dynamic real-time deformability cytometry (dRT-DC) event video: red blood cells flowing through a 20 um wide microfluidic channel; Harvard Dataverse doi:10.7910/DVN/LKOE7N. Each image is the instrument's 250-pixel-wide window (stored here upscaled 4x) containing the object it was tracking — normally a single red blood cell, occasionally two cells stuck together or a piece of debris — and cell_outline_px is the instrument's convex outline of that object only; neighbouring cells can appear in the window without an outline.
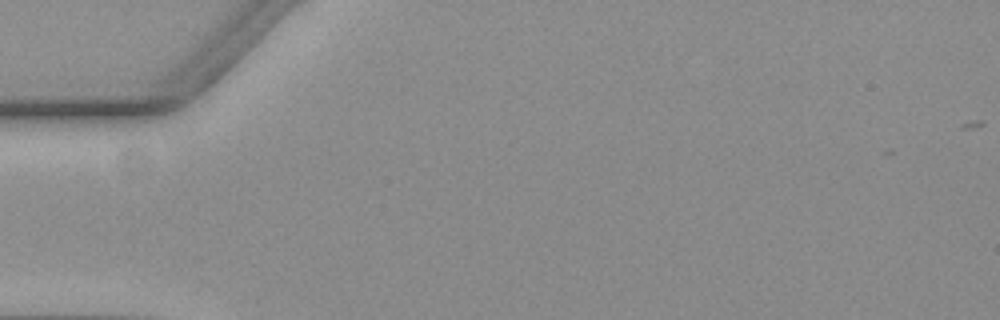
{"species": "common noctule bat (a hibernating species)", "species_latin": "Nyctalus noctula", "temperature_condition": "warm", "stored_images_in_passage": 3, "camera_frame_rate_fps": 3000, "um_per_image_px": 0.085, "animal": {"sex": "female", "body_mass_g": 19.3, "forearm_length_mm": 54.1}, "frame": {"image": 1, "passage_image": 1, "time_ms": 0.0, "image_size_px": [1000, 320], "cell_outline_px": [[128, 260], [108, 264], [56, 260], [56, 244], [64, 240], [120, 240], [128, 256]], "centroid_in_image_um": [7.77, 21.37], "position_along_channel_um": 77.2, "area_um2": 10.87}}